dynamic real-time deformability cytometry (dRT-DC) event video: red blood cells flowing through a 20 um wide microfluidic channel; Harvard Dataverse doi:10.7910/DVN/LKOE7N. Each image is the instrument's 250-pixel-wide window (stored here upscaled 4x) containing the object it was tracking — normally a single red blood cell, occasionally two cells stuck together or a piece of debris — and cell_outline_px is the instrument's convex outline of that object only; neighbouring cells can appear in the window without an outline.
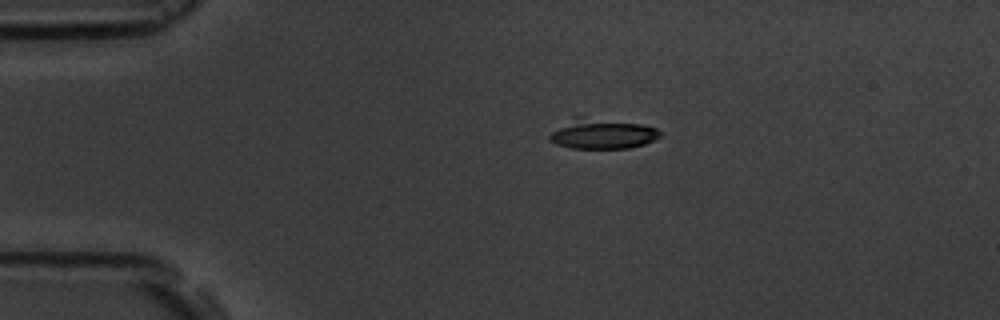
{"species": "common noctule bat (a hibernating species)", "species_latin": "Nyctalus noctula", "temperature_condition": "room temperature", "stored_images_in_passage": 6, "camera_frame_rate_fps": 3000, "um_per_image_px": 0.085, "animal": {"sex": "male", "body_mass_g": 19.5, "forearm_length_mm": 54.6}, "frame": {"image": 1, "passage_image": 6, "time_ms": 5.667, "image_size_px": [1000, 320], "cell_outline_px": [[660, 136], [644, 144], [628, 148], [572, 148], [556, 144], [548, 136], [552, 132], [572, 116], [580, 116], [640, 124], [656, 128], [660, 132]], "centroid_in_image_um": [51.16, 11.36], "position_along_channel_um": 33.8, "area_um2": 19.07}}